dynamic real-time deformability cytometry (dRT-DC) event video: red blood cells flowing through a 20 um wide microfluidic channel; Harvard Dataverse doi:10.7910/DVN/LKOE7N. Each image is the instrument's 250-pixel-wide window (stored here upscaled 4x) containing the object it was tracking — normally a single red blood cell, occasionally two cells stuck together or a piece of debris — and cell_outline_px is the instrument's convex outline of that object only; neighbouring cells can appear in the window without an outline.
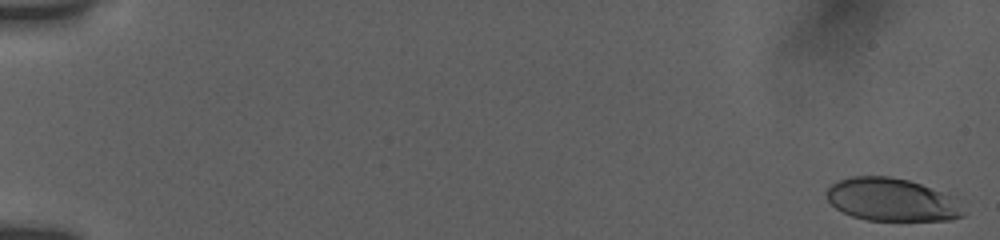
{"species": "human", "species_latin": "Homo sapiens", "temperature_condition": "room temperature", "stored_images_in_passage": 55, "camera_frame_rate_fps": 3000, "um_per_image_px": 0.085, "donor": {"sex": "female"}, "frame": {"image": 1, "passage_image": 1, "time_ms": 0.0, "image_size_px": [1000, 240], "cell_outline_px": [[968, 212], [964, 216], [952, 220], [868, 220], [852, 216], [836, 208], [828, 200], [824, 192], [832, 184], [840, 180], [852, 176], [888, 176], [908, 180], [956, 196]], "centroid_in_image_um": [75.88, 16.98], "position_along_channel_um": 9.1, "area_um2": 34.56}}
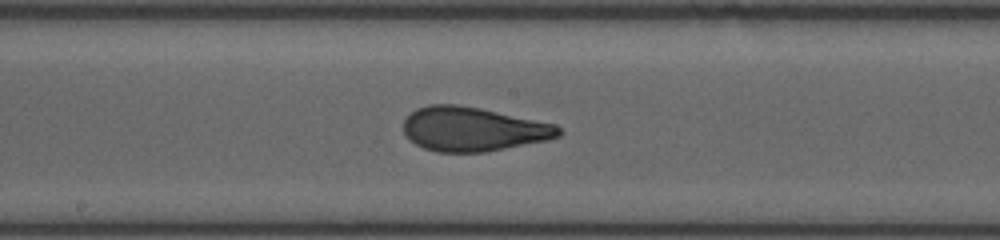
{"frame": {"image": 2, "passage_image": 31, "time_ms": 10.0, "image_size_px": [1000, 240], "cell_outline_px": [[564, 132], [560, 136], [544, 140], [484, 152], [436, 152], [424, 148], [416, 144], [404, 132], [404, 120], [416, 108], [428, 104], [456, 104], [480, 108], [556, 124]], "centroid_in_image_um": [40.2, 10.96], "position_along_channel_um": 208.0, "area_um2": 39.65}}
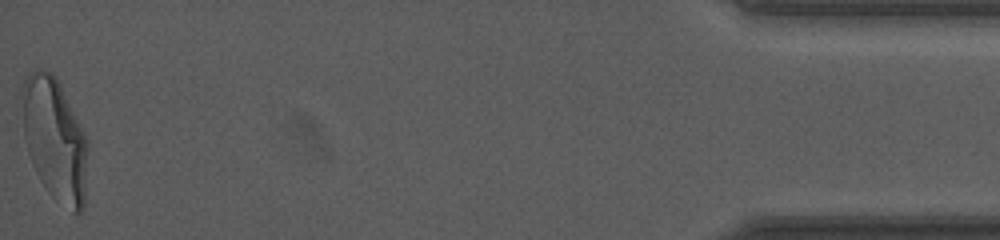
{"frame": {"image": 3, "passage_image": 55, "time_ms": 18.0, "image_size_px": [1000, 240], "cell_outline_px": [[88, 148], [84, 208], [76, 216], [52, 196], [48, 192], [40, 180], [32, 164], [28, 152], [24, 136], [20, 92], [20, 88], [28, 72], [36, 68], [40, 68], [52, 72], [56, 76], [88, 140]], "centroid_in_image_um": [4.64, 11.82], "position_along_channel_um": 430.6, "area_um2": 47.63}, "authors_computed_cell_mechanics": {"area_um2": 39.1306, "velocity_mm_per_s": 3.8316, "shape_relaxation_time_tau1_ms": 5.6095, "shape_relaxation_time_tau2_ms": 0.9206, "deformation_change_tau1": 0.219, "deformation_change_tau2": 0.08}}